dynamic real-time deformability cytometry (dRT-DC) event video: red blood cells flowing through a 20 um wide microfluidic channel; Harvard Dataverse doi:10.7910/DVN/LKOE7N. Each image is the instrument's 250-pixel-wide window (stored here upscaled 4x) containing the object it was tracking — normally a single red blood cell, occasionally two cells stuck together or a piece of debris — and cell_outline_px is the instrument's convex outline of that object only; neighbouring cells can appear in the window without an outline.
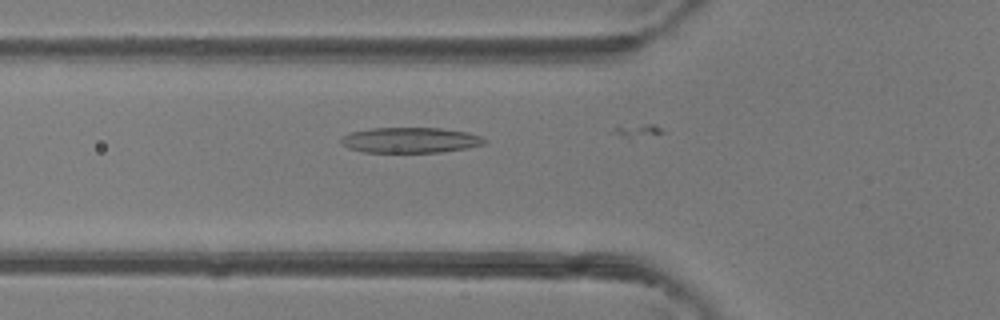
{"species": "common noctule bat (a hibernating species)", "species_latin": "Nyctalus noctula", "temperature_condition": "room temperature", "stored_images_in_passage": 15, "camera_frame_rate_fps": 3000, "um_per_image_px": 0.085, "animal": {"sex": "female"}, "frame": {"image": 1, "passage_image": 14, "time_ms": 4.333, "image_size_px": [1000, 320], "cell_outline_px": [[488, 140], [484, 144], [468, 148], [440, 152], [364, 152], [348, 148], [340, 144], [340, 136], [352, 132], [372, 128], [440, 128], [468, 132], [480, 136]], "centroid_in_image_um": [34.86, 11.91], "position_along_channel_um": 90.9, "area_um2": 21.39}}